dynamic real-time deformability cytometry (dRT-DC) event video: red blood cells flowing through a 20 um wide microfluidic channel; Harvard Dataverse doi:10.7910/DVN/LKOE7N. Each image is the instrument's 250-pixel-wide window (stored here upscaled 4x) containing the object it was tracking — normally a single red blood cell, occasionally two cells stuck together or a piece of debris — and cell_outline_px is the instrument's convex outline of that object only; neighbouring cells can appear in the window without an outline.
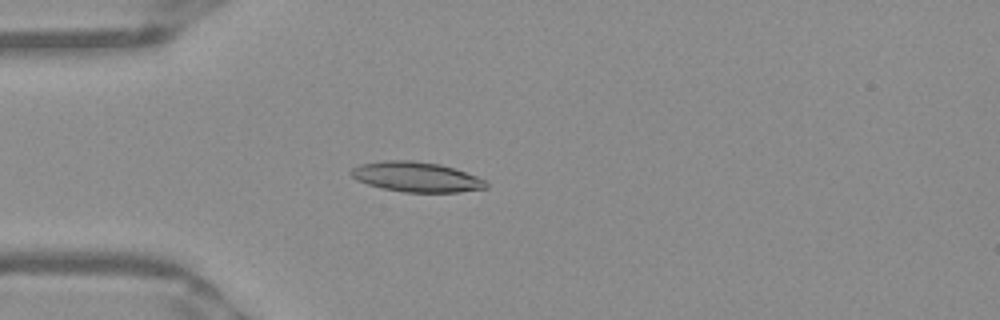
{"species": "Egyptian fruit bat (a non-hibernating species)", "species_latin": "Rousettus aegyptiacus", "temperature_condition": "warm", "stored_images_in_passage": 50, "camera_frame_rate_fps": 3000, "um_per_image_px": 0.085, "frame": {"image": 1, "passage_image": 13, "time_ms": 4.0, "image_size_px": [1000, 320], "cell_outline_px": [[488, 188], [460, 192], [404, 192], [380, 188], [356, 180], [348, 172], [352, 168], [360, 164], [384, 160], [412, 160], [440, 164], [488, 180]], "centroid_in_image_um": [35.38, 15.04], "position_along_channel_um": 49.6, "area_um2": 23.76}}
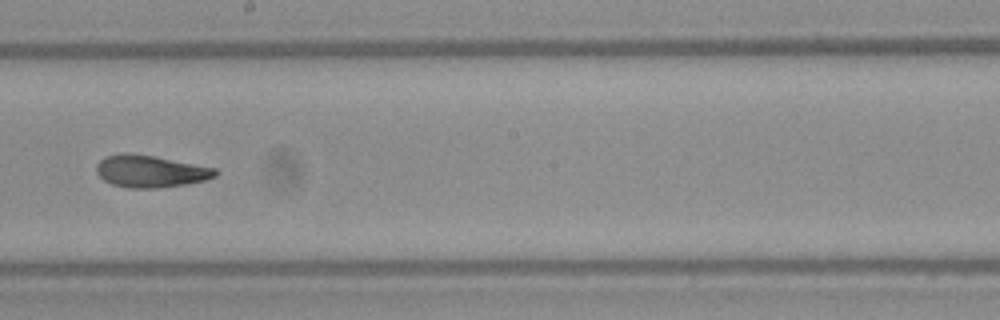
{"frame": {"image": 2, "passage_image": 28, "time_ms": 9.0, "image_size_px": [1000, 320], "cell_outline_px": [[216, 176], [204, 180], [188, 184], [160, 188], [128, 188], [112, 184], [104, 180], [96, 172], [96, 164], [104, 156], [120, 152], [128, 152], [152, 156], [216, 168]], "centroid_in_image_um": [12.74, 14.56], "position_along_channel_um": 235.5, "area_um2": 22.31}}
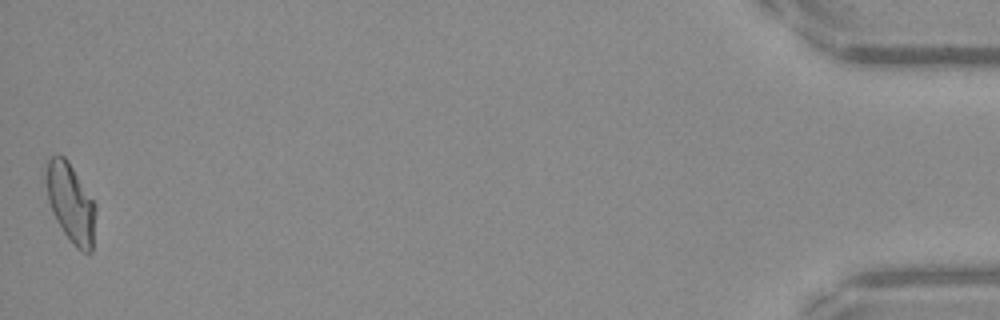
{"frame": {"image": 3, "passage_image": 50, "time_ms": 16.333, "image_size_px": [1000, 320], "cell_outline_px": [[96, 212], [92, 252], [84, 252], [76, 248], [72, 244], [56, 220], [52, 212], [48, 200], [44, 180], [44, 168], [48, 160], [52, 156], [64, 156], [68, 160], [96, 204]], "centroid_in_image_um": [5.99, 17.23], "position_along_channel_um": 429.2, "area_um2": 23.12}, "authors_computed_cell_mechanics": {"area_um2": 22.3108, "velocity_mm_per_s": 3.9431, "shape_relaxation_time_tau1_ms": 5.8082, "shape_relaxation_time_tau2_ms": 2.624, "deformation_change_tau1": 0.1858, "deformation_change_tau2": 0.0932}}